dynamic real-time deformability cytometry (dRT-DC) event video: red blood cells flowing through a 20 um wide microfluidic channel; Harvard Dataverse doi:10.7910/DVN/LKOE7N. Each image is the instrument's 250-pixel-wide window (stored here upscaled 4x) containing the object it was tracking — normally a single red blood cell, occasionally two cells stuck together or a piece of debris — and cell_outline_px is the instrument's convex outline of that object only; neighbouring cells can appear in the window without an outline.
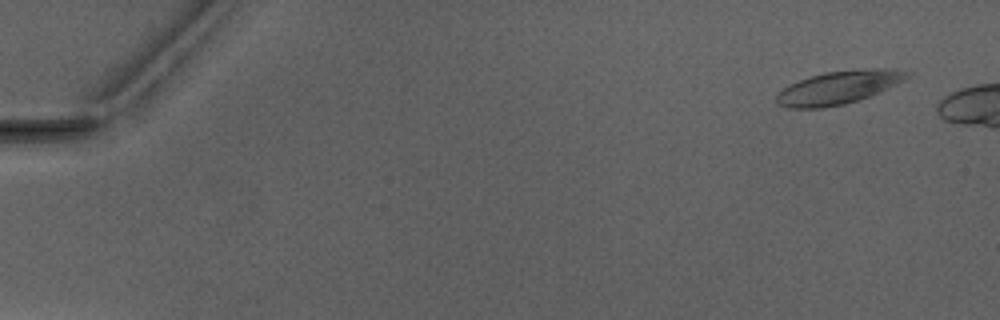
{"species": "Egyptian fruit bat (a non-hibernating species)", "species_latin": "Rousettus aegyptiacus", "temperature_condition": "warm", "stored_images_in_passage": 2, "camera_frame_rate_fps": 3000, "um_per_image_px": 0.085, "animal": {"sex": "male"}, "frame": {"image": 1, "passage_image": 1, "time_ms": 0.0, "image_size_px": [1000, 320], "cell_outline_px": [[912, 72], [904, 80], [896, 84], [860, 100], [844, 104], [820, 108], [788, 108], [776, 104], [776, 92], [808, 76], [824, 72], [872, 68], [896, 68]], "centroid_in_image_um": [71.27, 7.43], "position_along_channel_um": 13.7, "area_um2": 25.26}}